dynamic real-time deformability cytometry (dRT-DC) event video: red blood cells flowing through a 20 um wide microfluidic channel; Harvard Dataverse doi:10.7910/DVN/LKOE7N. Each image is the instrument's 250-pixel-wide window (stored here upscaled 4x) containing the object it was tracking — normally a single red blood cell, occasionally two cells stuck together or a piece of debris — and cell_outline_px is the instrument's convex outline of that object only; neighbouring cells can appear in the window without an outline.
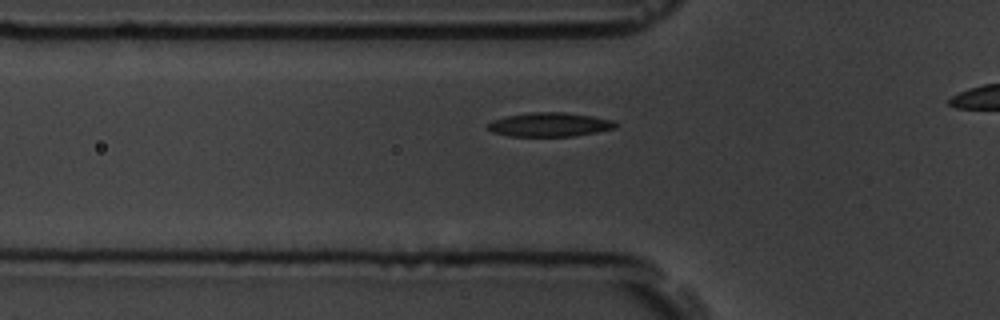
{"species": "common noctule bat (a hibernating species)", "species_latin": "Nyctalus noctula", "temperature_condition": "room temperature", "stored_images_in_passage": 41, "camera_frame_rate_fps": 3000, "um_per_image_px": 0.085, "animal": {"sex": "male", "body_mass_g": 19.5, "forearm_length_mm": 54.6}, "frame": {"image": 1, "passage_image": 13, "time_ms": 4.0, "image_size_px": [1000, 320], "cell_outline_px": [[616, 128], [596, 132], [572, 136], [508, 136], [492, 132], [488, 128], [488, 124], [492, 120], [504, 116], [532, 112], [564, 112], [592, 116], [612, 120], [616, 124]], "centroid_in_image_um": [46.68, 10.59], "position_along_channel_um": 79.1, "area_um2": 17.8}}
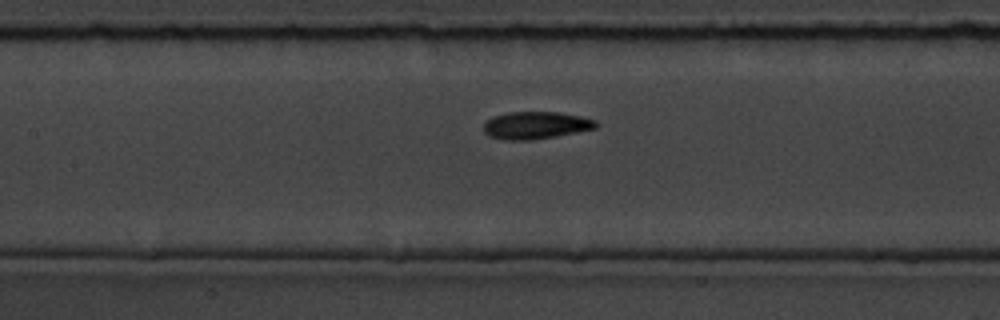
{"frame": {"image": 2, "passage_image": 20, "time_ms": 6.333, "image_size_px": [1000, 320], "cell_outline_px": [[600, 124], [596, 128], [576, 132], [532, 140], [504, 140], [488, 136], [484, 132], [484, 124], [492, 116], [508, 112], [560, 112], [580, 116], [596, 120]], "centroid_in_image_um": [45.54, 10.64], "position_along_channel_um": 161.9, "area_um2": 17.98}}
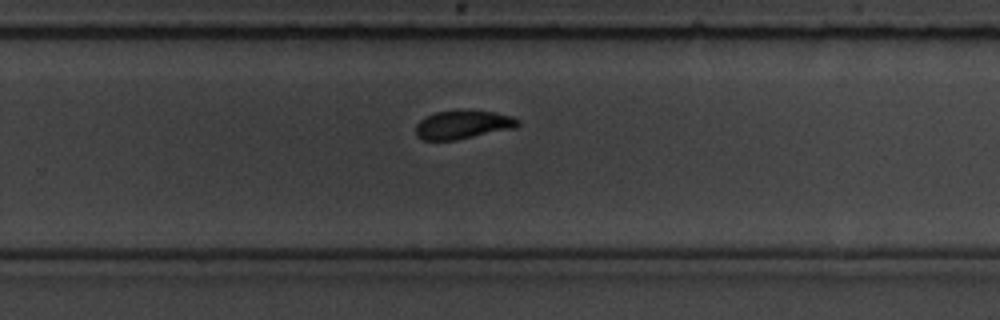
{"frame": {"image": 3, "passage_image": 31, "time_ms": 10.0, "image_size_px": [1000, 320], "cell_outline_px": [[520, 124], [516, 128], [456, 140], [424, 140], [416, 136], [416, 124], [424, 116], [436, 112], [496, 112], [512, 116], [520, 120]], "centroid_in_image_um": [39.35, 10.62], "position_along_channel_um": 290.4, "area_um2": 16.7}}